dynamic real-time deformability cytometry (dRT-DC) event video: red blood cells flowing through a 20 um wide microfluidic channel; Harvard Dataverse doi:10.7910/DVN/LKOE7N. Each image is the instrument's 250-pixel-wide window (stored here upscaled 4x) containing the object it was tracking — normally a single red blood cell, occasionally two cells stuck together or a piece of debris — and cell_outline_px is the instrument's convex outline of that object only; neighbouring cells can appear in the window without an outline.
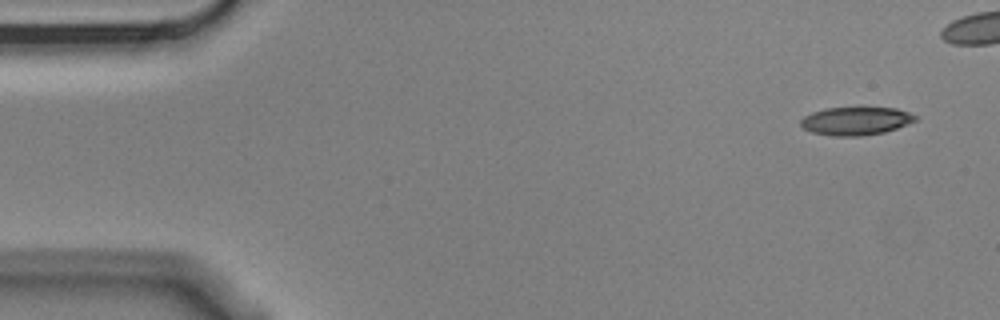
{"species": "Egyptian fruit bat (a non-hibernating species)", "species_latin": "Rousettus aegyptiacus", "temperature_condition": "cold", "stored_images_in_passage": 5, "camera_frame_rate_fps": 3000, "um_per_image_px": 0.085, "animal": {"sex": "male"}, "frame": {"image": 1, "passage_image": 1, "time_ms": 0.0, "image_size_px": [1000, 320], "cell_outline_px": [[916, 120], [896, 128], [884, 132], [860, 136], [836, 136], [812, 132], [804, 128], [800, 124], [800, 120], [804, 116], [812, 112], [828, 108], [896, 108], [908, 112], [916, 116]], "centroid_in_image_um": [72.72, 10.28], "position_along_channel_um": 12.3, "area_um2": 18.5}}
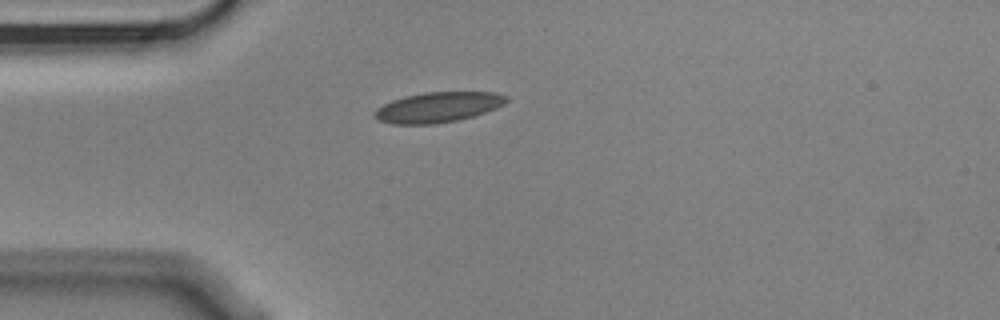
{"frame": {"image": 2, "passage_image": 5, "time_ms": 1.333, "image_size_px": [1000, 320], "cell_outline_px": [[508, 100], [504, 104], [496, 108], [460, 120], [432, 124], [392, 124], [380, 120], [372, 116], [372, 112], [376, 108], [392, 100], [404, 96], [424, 92], [496, 92], [508, 96]], "centroid_in_image_um": [37.21, 9.11], "position_along_channel_um": 47.8, "area_um2": 23.35}}